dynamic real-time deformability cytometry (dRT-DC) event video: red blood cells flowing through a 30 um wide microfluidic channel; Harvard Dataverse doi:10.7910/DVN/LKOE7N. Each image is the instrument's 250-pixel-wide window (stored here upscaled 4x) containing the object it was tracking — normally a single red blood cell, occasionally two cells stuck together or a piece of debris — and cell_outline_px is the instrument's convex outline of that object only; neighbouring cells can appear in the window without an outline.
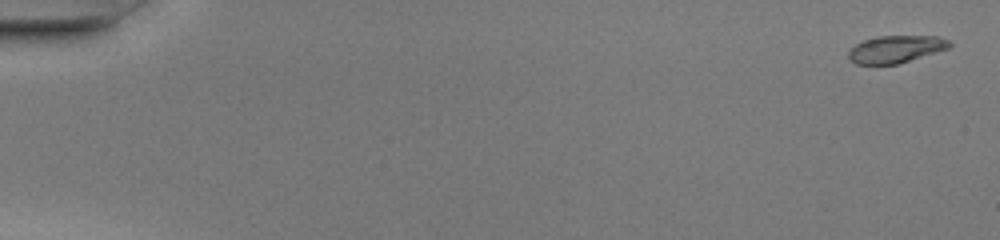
{"species": "common noctule bat (a hibernating species)", "species_latin": "Nyctalus noctula", "temperature_condition": "warm", "stored_images_in_passage": 49, "camera_frame_rate_fps": 3000, "um_per_image_px": 0.085, "animal": {"sex": "female", "body_mass_g": 20.0, "forearm_length_mm": 54.0}, "frame": {"image": 1, "passage_image": 1, "time_ms": 0.0, "image_size_px": [1000, 240], "cell_outline_px": [[952, 44], [948, 48], [896, 64], [856, 64], [848, 60], [848, 52], [856, 44], [864, 40], [876, 36], [940, 36], [948, 40]], "centroid_in_image_um": [76.11, 4.17], "position_along_channel_um": 8.9, "area_um2": 15.9}}
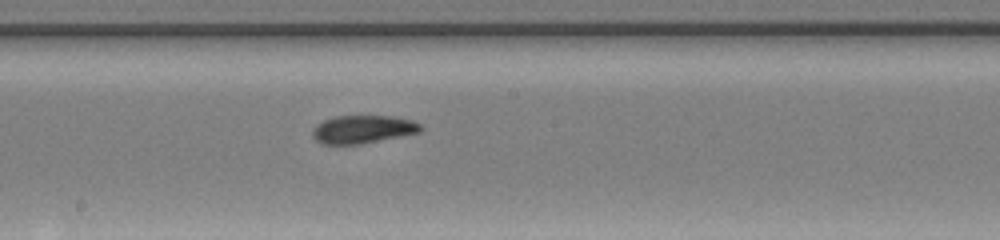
{"frame": {"image": 2, "passage_image": 28, "time_ms": 9.0, "image_size_px": [1000, 240], "cell_outline_px": [[424, 128], [420, 132], [360, 144], [320, 144], [312, 136], [312, 128], [316, 124], [324, 120], [336, 116], [388, 116], [412, 120], [420, 124]], "centroid_in_image_um": [30.81, 10.99], "position_along_channel_um": 217.4, "area_um2": 17.63}}
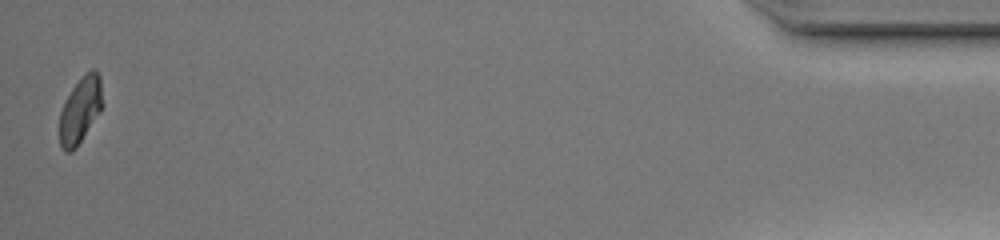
{"frame": {"image": 3, "passage_image": 49, "time_ms": 16.0, "image_size_px": [1000, 240], "cell_outline_px": [[104, 104], [100, 112], [76, 148], [72, 152], [64, 152], [60, 148], [60, 112], [72, 88], [92, 68], [100, 76]], "centroid_in_image_um": [6.84, 9.4], "position_along_channel_um": 428.4, "area_um2": 16.42}, "authors_computed_cell_mechanics": {"area_um2": 17.2244, "velocity_mm_per_s": 4.2224, "shape_relaxation_time_tau1_ms": 10.5981, "shape_relaxation_time_tau2_ms": 4.884, "deformation_change_tau1": 0.3463, "deformation_change_tau2": 0.0437}}